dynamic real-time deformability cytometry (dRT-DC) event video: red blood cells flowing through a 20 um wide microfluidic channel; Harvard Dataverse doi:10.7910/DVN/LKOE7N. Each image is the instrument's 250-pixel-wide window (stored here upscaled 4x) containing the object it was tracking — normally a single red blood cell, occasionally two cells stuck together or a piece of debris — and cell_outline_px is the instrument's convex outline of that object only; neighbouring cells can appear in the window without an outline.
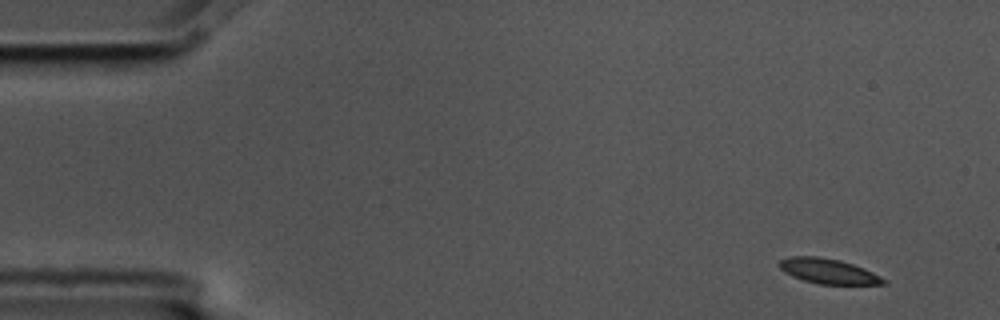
{"species": "common noctule bat (a hibernating species)", "species_latin": "Nyctalus noctula", "temperature_condition": "cold", "stored_images_in_passage": 3, "camera_frame_rate_fps": 3000, "um_per_image_px": 0.085, "animal": {"sex": "male", "body_mass_g": 17.5, "forearm_length_mm": 52.3}, "frame": {"image": 1, "passage_image": 1, "time_ms": 0.0, "image_size_px": [1000, 320], "cell_outline_px": [[888, 284], [820, 284], [804, 280], [792, 276], [784, 272], [780, 268], [780, 260], [788, 256], [820, 256], [840, 260], [864, 268], [888, 280]], "centroid_in_image_um": [70.42, 23.04], "position_along_channel_um": 14.6, "area_um2": 15.2}}
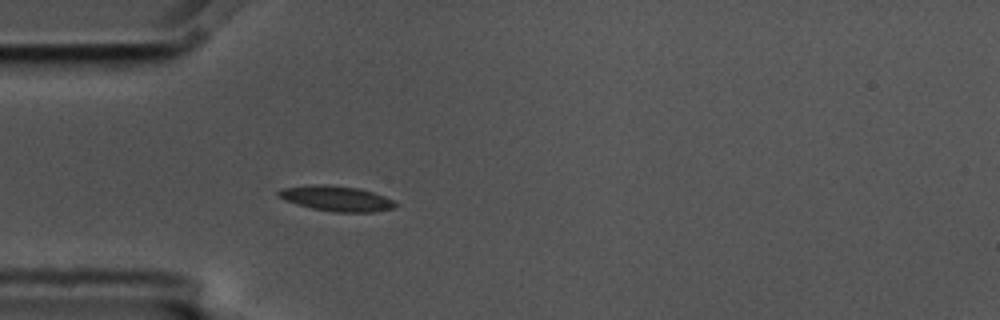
{"frame": {"image": 2, "passage_image": 3, "time_ms": 0.667, "image_size_px": [1000, 320], "cell_outline_px": [[396, 208], [372, 212], [336, 212], [312, 208], [296, 204], [284, 200], [276, 196], [276, 192], [284, 188], [312, 184], [324, 184], [360, 188], [384, 196], [392, 200], [396, 204]], "centroid_in_image_um": [28.57, 16.87], "position_along_channel_um": 56.4, "area_um2": 17.22}}